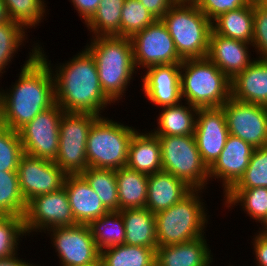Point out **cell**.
Here are the masks:
<instances>
[{
    "label": "cell",
    "mask_w": 267,
    "mask_h": 266,
    "mask_svg": "<svg viewBox=\"0 0 267 266\" xmlns=\"http://www.w3.org/2000/svg\"><path fill=\"white\" fill-rule=\"evenodd\" d=\"M251 43L227 38L211 30L207 58L230 80L243 72L254 60L248 50Z\"/></svg>",
    "instance_id": "19"
},
{
    "label": "cell",
    "mask_w": 267,
    "mask_h": 266,
    "mask_svg": "<svg viewBox=\"0 0 267 266\" xmlns=\"http://www.w3.org/2000/svg\"><path fill=\"white\" fill-rule=\"evenodd\" d=\"M93 38V39H92ZM86 49L93 56L103 92L115 103L122 99L136 73L132 42L128 37H92Z\"/></svg>",
    "instance_id": "3"
},
{
    "label": "cell",
    "mask_w": 267,
    "mask_h": 266,
    "mask_svg": "<svg viewBox=\"0 0 267 266\" xmlns=\"http://www.w3.org/2000/svg\"><path fill=\"white\" fill-rule=\"evenodd\" d=\"M42 50L33 46L11 91H0V125L18 131L55 104L51 61Z\"/></svg>",
    "instance_id": "1"
},
{
    "label": "cell",
    "mask_w": 267,
    "mask_h": 266,
    "mask_svg": "<svg viewBox=\"0 0 267 266\" xmlns=\"http://www.w3.org/2000/svg\"><path fill=\"white\" fill-rule=\"evenodd\" d=\"M89 227L95 244L102 251L108 247L124 244L125 226L120 211H109L93 220Z\"/></svg>",
    "instance_id": "31"
},
{
    "label": "cell",
    "mask_w": 267,
    "mask_h": 266,
    "mask_svg": "<svg viewBox=\"0 0 267 266\" xmlns=\"http://www.w3.org/2000/svg\"><path fill=\"white\" fill-rule=\"evenodd\" d=\"M126 167L150 175L162 170L161 144L156 135L136 131L131 138Z\"/></svg>",
    "instance_id": "24"
},
{
    "label": "cell",
    "mask_w": 267,
    "mask_h": 266,
    "mask_svg": "<svg viewBox=\"0 0 267 266\" xmlns=\"http://www.w3.org/2000/svg\"><path fill=\"white\" fill-rule=\"evenodd\" d=\"M257 266H267V236L257 234L253 240Z\"/></svg>",
    "instance_id": "45"
},
{
    "label": "cell",
    "mask_w": 267,
    "mask_h": 266,
    "mask_svg": "<svg viewBox=\"0 0 267 266\" xmlns=\"http://www.w3.org/2000/svg\"><path fill=\"white\" fill-rule=\"evenodd\" d=\"M201 192L202 189H192L178 203L155 214L158 247L180 244L204 236L208 213L198 195Z\"/></svg>",
    "instance_id": "6"
},
{
    "label": "cell",
    "mask_w": 267,
    "mask_h": 266,
    "mask_svg": "<svg viewBox=\"0 0 267 266\" xmlns=\"http://www.w3.org/2000/svg\"><path fill=\"white\" fill-rule=\"evenodd\" d=\"M120 213L125 226L124 244L144 246L155 250L158 248L154 213L146 207L124 209Z\"/></svg>",
    "instance_id": "25"
},
{
    "label": "cell",
    "mask_w": 267,
    "mask_h": 266,
    "mask_svg": "<svg viewBox=\"0 0 267 266\" xmlns=\"http://www.w3.org/2000/svg\"><path fill=\"white\" fill-rule=\"evenodd\" d=\"M116 181L119 211L146 207L148 175L122 167L116 170Z\"/></svg>",
    "instance_id": "28"
},
{
    "label": "cell",
    "mask_w": 267,
    "mask_h": 266,
    "mask_svg": "<svg viewBox=\"0 0 267 266\" xmlns=\"http://www.w3.org/2000/svg\"><path fill=\"white\" fill-rule=\"evenodd\" d=\"M212 30L224 37L251 43L254 36V0L247 6L220 14Z\"/></svg>",
    "instance_id": "26"
},
{
    "label": "cell",
    "mask_w": 267,
    "mask_h": 266,
    "mask_svg": "<svg viewBox=\"0 0 267 266\" xmlns=\"http://www.w3.org/2000/svg\"><path fill=\"white\" fill-rule=\"evenodd\" d=\"M46 231L52 232L51 240L61 266H94L100 263V250L89 225L76 224Z\"/></svg>",
    "instance_id": "12"
},
{
    "label": "cell",
    "mask_w": 267,
    "mask_h": 266,
    "mask_svg": "<svg viewBox=\"0 0 267 266\" xmlns=\"http://www.w3.org/2000/svg\"><path fill=\"white\" fill-rule=\"evenodd\" d=\"M180 80L182 99L198 109L221 107L231 97V80L207 57L183 60Z\"/></svg>",
    "instance_id": "4"
},
{
    "label": "cell",
    "mask_w": 267,
    "mask_h": 266,
    "mask_svg": "<svg viewBox=\"0 0 267 266\" xmlns=\"http://www.w3.org/2000/svg\"><path fill=\"white\" fill-rule=\"evenodd\" d=\"M221 108L229 134L241 138L254 148L267 146V107L230 97Z\"/></svg>",
    "instance_id": "14"
},
{
    "label": "cell",
    "mask_w": 267,
    "mask_h": 266,
    "mask_svg": "<svg viewBox=\"0 0 267 266\" xmlns=\"http://www.w3.org/2000/svg\"><path fill=\"white\" fill-rule=\"evenodd\" d=\"M161 20L182 60L207 57L212 22L191 0H177Z\"/></svg>",
    "instance_id": "5"
},
{
    "label": "cell",
    "mask_w": 267,
    "mask_h": 266,
    "mask_svg": "<svg viewBox=\"0 0 267 266\" xmlns=\"http://www.w3.org/2000/svg\"><path fill=\"white\" fill-rule=\"evenodd\" d=\"M142 80L145 96L154 105L162 108L181 102L180 64L150 66Z\"/></svg>",
    "instance_id": "18"
},
{
    "label": "cell",
    "mask_w": 267,
    "mask_h": 266,
    "mask_svg": "<svg viewBox=\"0 0 267 266\" xmlns=\"http://www.w3.org/2000/svg\"><path fill=\"white\" fill-rule=\"evenodd\" d=\"M252 46L260 54L258 59H267V7L254 0V36Z\"/></svg>",
    "instance_id": "41"
},
{
    "label": "cell",
    "mask_w": 267,
    "mask_h": 266,
    "mask_svg": "<svg viewBox=\"0 0 267 266\" xmlns=\"http://www.w3.org/2000/svg\"><path fill=\"white\" fill-rule=\"evenodd\" d=\"M62 114L63 110L55 103L18 130L25 154L55 161L59 151V125Z\"/></svg>",
    "instance_id": "10"
},
{
    "label": "cell",
    "mask_w": 267,
    "mask_h": 266,
    "mask_svg": "<svg viewBox=\"0 0 267 266\" xmlns=\"http://www.w3.org/2000/svg\"><path fill=\"white\" fill-rule=\"evenodd\" d=\"M231 97L267 107V59L257 58L231 80Z\"/></svg>",
    "instance_id": "22"
},
{
    "label": "cell",
    "mask_w": 267,
    "mask_h": 266,
    "mask_svg": "<svg viewBox=\"0 0 267 266\" xmlns=\"http://www.w3.org/2000/svg\"><path fill=\"white\" fill-rule=\"evenodd\" d=\"M9 20L5 3L3 0H0V23H3L5 21Z\"/></svg>",
    "instance_id": "47"
},
{
    "label": "cell",
    "mask_w": 267,
    "mask_h": 266,
    "mask_svg": "<svg viewBox=\"0 0 267 266\" xmlns=\"http://www.w3.org/2000/svg\"><path fill=\"white\" fill-rule=\"evenodd\" d=\"M192 188L171 173L161 170L148 175L146 208L156 214L170 208L185 197Z\"/></svg>",
    "instance_id": "21"
},
{
    "label": "cell",
    "mask_w": 267,
    "mask_h": 266,
    "mask_svg": "<svg viewBox=\"0 0 267 266\" xmlns=\"http://www.w3.org/2000/svg\"><path fill=\"white\" fill-rule=\"evenodd\" d=\"M156 19H161L177 0H139Z\"/></svg>",
    "instance_id": "43"
},
{
    "label": "cell",
    "mask_w": 267,
    "mask_h": 266,
    "mask_svg": "<svg viewBox=\"0 0 267 266\" xmlns=\"http://www.w3.org/2000/svg\"><path fill=\"white\" fill-rule=\"evenodd\" d=\"M212 22L220 14L247 6L252 0H191Z\"/></svg>",
    "instance_id": "42"
},
{
    "label": "cell",
    "mask_w": 267,
    "mask_h": 266,
    "mask_svg": "<svg viewBox=\"0 0 267 266\" xmlns=\"http://www.w3.org/2000/svg\"><path fill=\"white\" fill-rule=\"evenodd\" d=\"M194 136L201 158L209 168L219 157L229 136L223 109L199 108Z\"/></svg>",
    "instance_id": "16"
},
{
    "label": "cell",
    "mask_w": 267,
    "mask_h": 266,
    "mask_svg": "<svg viewBox=\"0 0 267 266\" xmlns=\"http://www.w3.org/2000/svg\"><path fill=\"white\" fill-rule=\"evenodd\" d=\"M23 222L26 235L32 231L45 232L46 229L76 225L65 188L30 199Z\"/></svg>",
    "instance_id": "13"
},
{
    "label": "cell",
    "mask_w": 267,
    "mask_h": 266,
    "mask_svg": "<svg viewBox=\"0 0 267 266\" xmlns=\"http://www.w3.org/2000/svg\"><path fill=\"white\" fill-rule=\"evenodd\" d=\"M26 205L17 171H0V215L23 217Z\"/></svg>",
    "instance_id": "34"
},
{
    "label": "cell",
    "mask_w": 267,
    "mask_h": 266,
    "mask_svg": "<svg viewBox=\"0 0 267 266\" xmlns=\"http://www.w3.org/2000/svg\"><path fill=\"white\" fill-rule=\"evenodd\" d=\"M23 154L18 131L0 125V171H17Z\"/></svg>",
    "instance_id": "39"
},
{
    "label": "cell",
    "mask_w": 267,
    "mask_h": 266,
    "mask_svg": "<svg viewBox=\"0 0 267 266\" xmlns=\"http://www.w3.org/2000/svg\"><path fill=\"white\" fill-rule=\"evenodd\" d=\"M24 234L23 217L0 215V259L17 254L19 238Z\"/></svg>",
    "instance_id": "40"
},
{
    "label": "cell",
    "mask_w": 267,
    "mask_h": 266,
    "mask_svg": "<svg viewBox=\"0 0 267 266\" xmlns=\"http://www.w3.org/2000/svg\"><path fill=\"white\" fill-rule=\"evenodd\" d=\"M136 131L132 126L99 117L87 137L88 167L112 170L126 167L129 144Z\"/></svg>",
    "instance_id": "7"
},
{
    "label": "cell",
    "mask_w": 267,
    "mask_h": 266,
    "mask_svg": "<svg viewBox=\"0 0 267 266\" xmlns=\"http://www.w3.org/2000/svg\"><path fill=\"white\" fill-rule=\"evenodd\" d=\"M135 66L181 64L175 43L161 19H156L130 38Z\"/></svg>",
    "instance_id": "11"
},
{
    "label": "cell",
    "mask_w": 267,
    "mask_h": 266,
    "mask_svg": "<svg viewBox=\"0 0 267 266\" xmlns=\"http://www.w3.org/2000/svg\"><path fill=\"white\" fill-rule=\"evenodd\" d=\"M25 30L20 24L10 19L0 23V76L13 59V54L24 43L23 41L27 40Z\"/></svg>",
    "instance_id": "37"
},
{
    "label": "cell",
    "mask_w": 267,
    "mask_h": 266,
    "mask_svg": "<svg viewBox=\"0 0 267 266\" xmlns=\"http://www.w3.org/2000/svg\"><path fill=\"white\" fill-rule=\"evenodd\" d=\"M125 0H101L97 11L86 23L92 37L120 36L121 12ZM95 35V36H94Z\"/></svg>",
    "instance_id": "30"
},
{
    "label": "cell",
    "mask_w": 267,
    "mask_h": 266,
    "mask_svg": "<svg viewBox=\"0 0 267 266\" xmlns=\"http://www.w3.org/2000/svg\"><path fill=\"white\" fill-rule=\"evenodd\" d=\"M19 187L26 203L37 195L63 188L66 173L54 161L23 154L17 169Z\"/></svg>",
    "instance_id": "15"
},
{
    "label": "cell",
    "mask_w": 267,
    "mask_h": 266,
    "mask_svg": "<svg viewBox=\"0 0 267 266\" xmlns=\"http://www.w3.org/2000/svg\"><path fill=\"white\" fill-rule=\"evenodd\" d=\"M205 236L156 249V266H210L213 255ZM212 256V257H211Z\"/></svg>",
    "instance_id": "23"
},
{
    "label": "cell",
    "mask_w": 267,
    "mask_h": 266,
    "mask_svg": "<svg viewBox=\"0 0 267 266\" xmlns=\"http://www.w3.org/2000/svg\"><path fill=\"white\" fill-rule=\"evenodd\" d=\"M54 77L55 103L65 112H88L102 117L100 113L114 103L100 84L96 62L85 48L71 61L57 68Z\"/></svg>",
    "instance_id": "2"
},
{
    "label": "cell",
    "mask_w": 267,
    "mask_h": 266,
    "mask_svg": "<svg viewBox=\"0 0 267 266\" xmlns=\"http://www.w3.org/2000/svg\"><path fill=\"white\" fill-rule=\"evenodd\" d=\"M263 224V229L261 231H258L260 235L267 236V216L263 219L261 222V225Z\"/></svg>",
    "instance_id": "48"
},
{
    "label": "cell",
    "mask_w": 267,
    "mask_h": 266,
    "mask_svg": "<svg viewBox=\"0 0 267 266\" xmlns=\"http://www.w3.org/2000/svg\"><path fill=\"white\" fill-rule=\"evenodd\" d=\"M16 255L17 254L8 258L0 259V266H36L35 264L33 265L25 262V260L23 261L21 259H18Z\"/></svg>",
    "instance_id": "46"
},
{
    "label": "cell",
    "mask_w": 267,
    "mask_h": 266,
    "mask_svg": "<svg viewBox=\"0 0 267 266\" xmlns=\"http://www.w3.org/2000/svg\"><path fill=\"white\" fill-rule=\"evenodd\" d=\"M267 187V146L255 148L244 174L231 189Z\"/></svg>",
    "instance_id": "38"
},
{
    "label": "cell",
    "mask_w": 267,
    "mask_h": 266,
    "mask_svg": "<svg viewBox=\"0 0 267 266\" xmlns=\"http://www.w3.org/2000/svg\"><path fill=\"white\" fill-rule=\"evenodd\" d=\"M94 266H102V265H101V263H97V264H96V265H94Z\"/></svg>",
    "instance_id": "50"
},
{
    "label": "cell",
    "mask_w": 267,
    "mask_h": 266,
    "mask_svg": "<svg viewBox=\"0 0 267 266\" xmlns=\"http://www.w3.org/2000/svg\"><path fill=\"white\" fill-rule=\"evenodd\" d=\"M254 150L251 144L229 134L219 157L209 167V179L220 178L226 194L244 174Z\"/></svg>",
    "instance_id": "17"
},
{
    "label": "cell",
    "mask_w": 267,
    "mask_h": 266,
    "mask_svg": "<svg viewBox=\"0 0 267 266\" xmlns=\"http://www.w3.org/2000/svg\"><path fill=\"white\" fill-rule=\"evenodd\" d=\"M76 224L89 225L109 212L80 174H67L64 186Z\"/></svg>",
    "instance_id": "20"
},
{
    "label": "cell",
    "mask_w": 267,
    "mask_h": 266,
    "mask_svg": "<svg viewBox=\"0 0 267 266\" xmlns=\"http://www.w3.org/2000/svg\"><path fill=\"white\" fill-rule=\"evenodd\" d=\"M101 0H71L74 8L79 13V16L84 19L86 24L97 11L98 5Z\"/></svg>",
    "instance_id": "44"
},
{
    "label": "cell",
    "mask_w": 267,
    "mask_h": 266,
    "mask_svg": "<svg viewBox=\"0 0 267 266\" xmlns=\"http://www.w3.org/2000/svg\"><path fill=\"white\" fill-rule=\"evenodd\" d=\"M258 1L262 2L267 7V0H258Z\"/></svg>",
    "instance_id": "49"
},
{
    "label": "cell",
    "mask_w": 267,
    "mask_h": 266,
    "mask_svg": "<svg viewBox=\"0 0 267 266\" xmlns=\"http://www.w3.org/2000/svg\"><path fill=\"white\" fill-rule=\"evenodd\" d=\"M162 107L157 130L151 132L156 136L194 135L198 108L186 103ZM154 131V132H153Z\"/></svg>",
    "instance_id": "27"
},
{
    "label": "cell",
    "mask_w": 267,
    "mask_h": 266,
    "mask_svg": "<svg viewBox=\"0 0 267 266\" xmlns=\"http://www.w3.org/2000/svg\"><path fill=\"white\" fill-rule=\"evenodd\" d=\"M224 196L226 207L240 203L243 210L260 223L267 216V187L230 189Z\"/></svg>",
    "instance_id": "33"
},
{
    "label": "cell",
    "mask_w": 267,
    "mask_h": 266,
    "mask_svg": "<svg viewBox=\"0 0 267 266\" xmlns=\"http://www.w3.org/2000/svg\"><path fill=\"white\" fill-rule=\"evenodd\" d=\"M10 20L23 28L35 27L44 17V0H3ZM29 26V27H28ZM27 27V28H26Z\"/></svg>",
    "instance_id": "35"
},
{
    "label": "cell",
    "mask_w": 267,
    "mask_h": 266,
    "mask_svg": "<svg viewBox=\"0 0 267 266\" xmlns=\"http://www.w3.org/2000/svg\"><path fill=\"white\" fill-rule=\"evenodd\" d=\"M157 137L161 144L162 170L183 180L192 189H204L209 168L201 158L195 136Z\"/></svg>",
    "instance_id": "8"
},
{
    "label": "cell",
    "mask_w": 267,
    "mask_h": 266,
    "mask_svg": "<svg viewBox=\"0 0 267 266\" xmlns=\"http://www.w3.org/2000/svg\"><path fill=\"white\" fill-rule=\"evenodd\" d=\"M98 118L93 113L63 111L59 125V151L54 162L66 174H80L88 168L87 137Z\"/></svg>",
    "instance_id": "9"
},
{
    "label": "cell",
    "mask_w": 267,
    "mask_h": 266,
    "mask_svg": "<svg viewBox=\"0 0 267 266\" xmlns=\"http://www.w3.org/2000/svg\"><path fill=\"white\" fill-rule=\"evenodd\" d=\"M155 20L139 0H125L121 12V37L131 38Z\"/></svg>",
    "instance_id": "36"
},
{
    "label": "cell",
    "mask_w": 267,
    "mask_h": 266,
    "mask_svg": "<svg viewBox=\"0 0 267 266\" xmlns=\"http://www.w3.org/2000/svg\"><path fill=\"white\" fill-rule=\"evenodd\" d=\"M102 266H156V250L121 244L100 251Z\"/></svg>",
    "instance_id": "29"
},
{
    "label": "cell",
    "mask_w": 267,
    "mask_h": 266,
    "mask_svg": "<svg viewBox=\"0 0 267 266\" xmlns=\"http://www.w3.org/2000/svg\"><path fill=\"white\" fill-rule=\"evenodd\" d=\"M80 175L109 211H119L116 170L88 167Z\"/></svg>",
    "instance_id": "32"
}]
</instances>
